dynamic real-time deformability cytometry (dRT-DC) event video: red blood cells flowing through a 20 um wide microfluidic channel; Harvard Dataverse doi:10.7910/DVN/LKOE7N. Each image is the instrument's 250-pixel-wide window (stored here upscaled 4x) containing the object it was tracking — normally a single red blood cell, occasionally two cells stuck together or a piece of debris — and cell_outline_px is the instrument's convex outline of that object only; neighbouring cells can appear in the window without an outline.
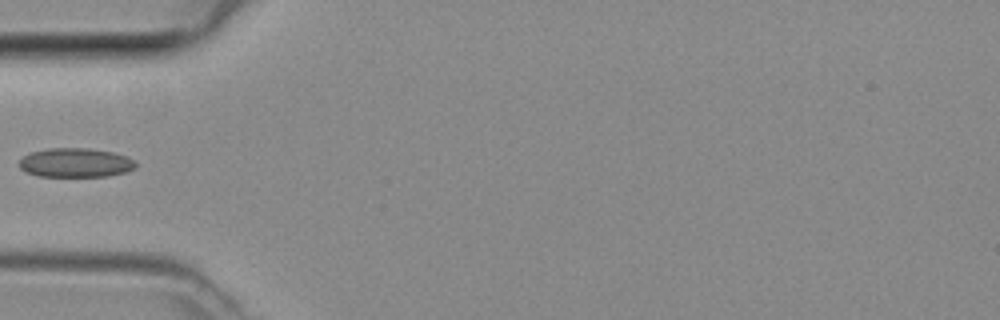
{"species": "common noctule bat (a hibernating species)", "species_latin": "Nyctalus noctula", "temperature_condition": "room temperature", "stored_images_in_passage": 30, "camera_frame_rate_fps": 3000, "um_per_image_px": 0.085, "animal": {"sex": "female", "body_mass_g": 29.2, "forearm_length_mm": 56.3}, "frame": {"image": 1, "passage_image": 1, "time_ms": 0.0, "image_size_px": [1000, 320], "cell_outline_px": [[136, 168], [124, 172], [108, 176], [40, 176], [28, 172], [20, 168], [20, 160], [24, 156], [32, 152], [48, 148], [88, 148], [112, 152], [124, 156], [132, 160], [136, 164]], "centroid_in_image_um": [6.42, 13.83], "position_along_channel_um": 78.6, "area_um2": 19.48}}
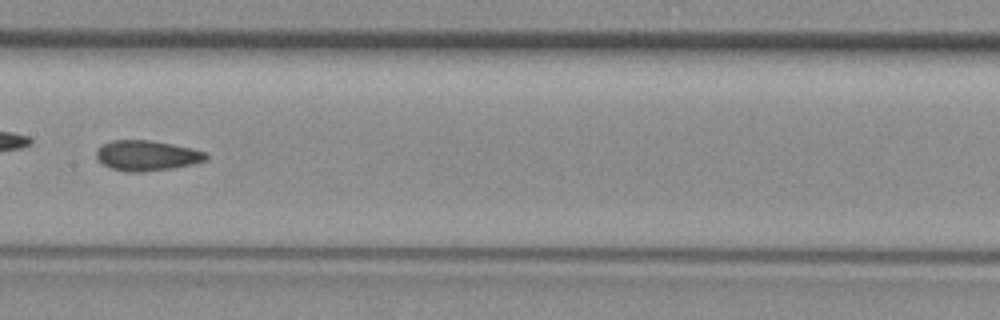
{"frame": {"image": 2, "passage_image": 9, "time_ms": 2.667, "image_size_px": [1000, 320], "cell_outline_px": [[208, 160], [192, 164], [172, 168], [144, 172], [128, 172], [112, 168], [104, 164], [96, 156], [96, 148], [112, 140], [148, 140], [172, 144], [192, 148], [204, 152], [208, 156]], "centroid_in_image_um": [12.49, 13.22], "position_along_channel_um": 194.9, "area_um2": 19.25}}